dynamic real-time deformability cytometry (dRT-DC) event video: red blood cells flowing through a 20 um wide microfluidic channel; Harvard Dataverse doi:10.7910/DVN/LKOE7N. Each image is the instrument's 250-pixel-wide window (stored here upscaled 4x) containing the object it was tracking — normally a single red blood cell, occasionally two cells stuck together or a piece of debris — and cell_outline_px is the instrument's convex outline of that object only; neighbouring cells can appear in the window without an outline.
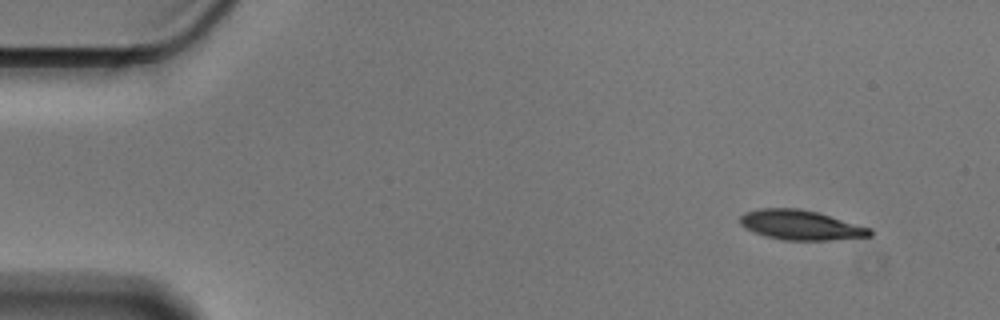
{"species": "Egyptian fruit bat (a non-hibernating species)", "species_latin": "Rousettus aegyptiacus", "temperature_condition": "cold", "stored_images_in_passage": 52, "camera_frame_rate_fps": 3000, "um_per_image_px": 0.085, "animal": {"sex": "male"}, "frame": {"image": 1, "passage_image": 1, "time_ms": 0.0, "image_size_px": [1000, 320], "cell_outline_px": [[872, 236], [828, 240], [780, 240], [764, 236], [740, 224], [740, 216], [744, 212], [760, 208], [800, 208], [820, 212], [872, 228]], "centroid_in_image_um": [68.1, 19.12], "position_along_channel_um": 16.9, "area_um2": 22.72}}
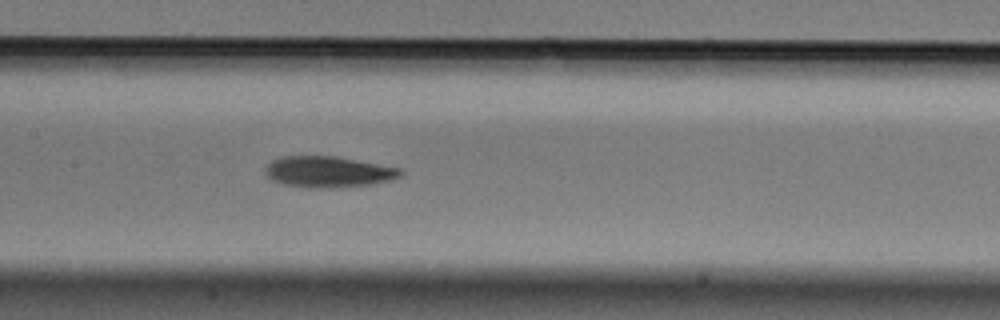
{"frame": {"image": 2, "passage_image": 23, "time_ms": 7.333, "image_size_px": [1000, 320], "cell_outline_px": [[404, 172], [400, 176], [392, 180], [372, 184], [332, 188], [308, 188], [280, 184], [264, 176], [264, 168], [272, 160], [280, 156], [336, 156], [404, 168]], "centroid_in_image_um": [27.9, 14.61], "position_along_channel_um": 179.5, "area_um2": 25.09}}
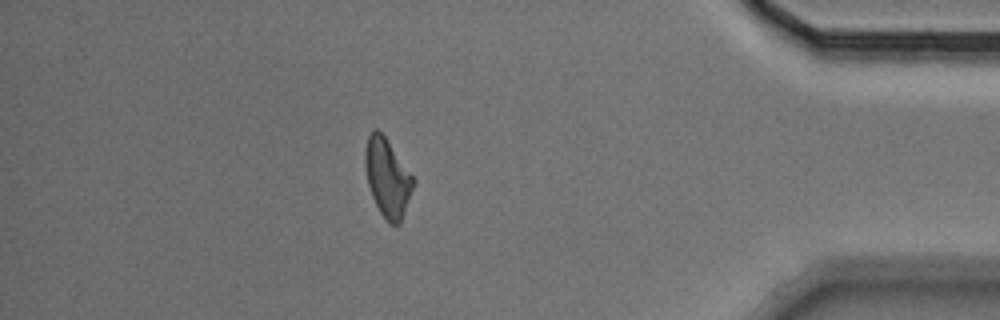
{"frame": {"image": 3, "passage_image": 45, "time_ms": 14.667, "image_size_px": [1000, 320], "cell_outline_px": [[416, 180], [400, 224], [388, 224], [380, 212], [372, 196], [368, 184], [364, 164], [364, 152], [368, 136], [376, 128], [384, 136]], "centroid_in_image_um": [32.93, 15.13], "position_along_channel_um": 402.3, "area_um2": 21.73}, "authors_computed_cell_mechanics": {"area_um2": 23.0044, "velocity_mm_per_s": 3.571, "shape_relaxation_time_tau1_ms": 2.8669, "shape_relaxation_time_tau2_ms": null, "deformation_change_tau1": 0.1059, "deformation_change_tau2": null}}